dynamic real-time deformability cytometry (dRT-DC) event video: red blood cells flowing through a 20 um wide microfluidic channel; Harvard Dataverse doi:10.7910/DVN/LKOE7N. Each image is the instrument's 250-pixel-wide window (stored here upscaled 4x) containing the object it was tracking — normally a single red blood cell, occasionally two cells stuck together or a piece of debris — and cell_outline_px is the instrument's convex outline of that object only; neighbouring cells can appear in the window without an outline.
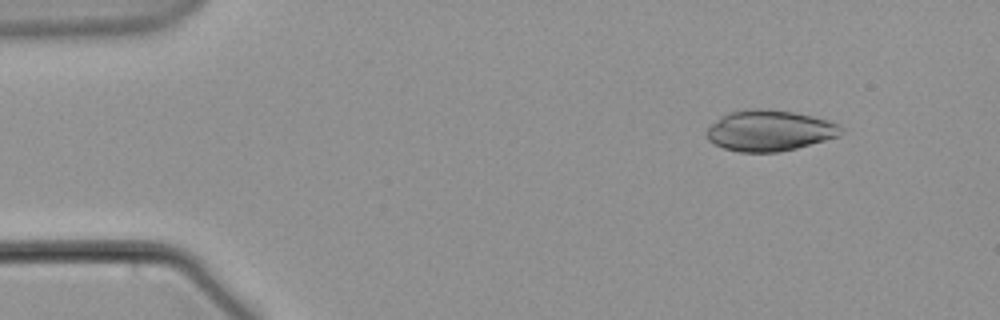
{"species": "common noctule bat (a hibernating species)", "species_latin": "Nyctalus noctula", "temperature_condition": "warm", "stored_images_in_passage": 51, "camera_frame_rate_fps": 3000, "um_per_image_px": 0.085, "animal": {"sex": "male", "body_mass_g": 21.5, "forearm_length_mm": 52.0}, "frame": {"image": 1, "passage_image": 1, "time_ms": 0.0, "image_size_px": [1000, 320], "cell_outline_px": [[844, 132], [836, 136], [824, 140], [796, 148], [780, 152], [740, 152], [724, 148], [708, 140], [708, 128], [720, 116], [728, 112], [752, 108], [768, 108], [792, 112], [812, 116], [828, 120], [840, 124], [844, 128]], "centroid_in_image_um": [65.42, 11.09], "position_along_channel_um": 19.6, "area_um2": 31.96}}
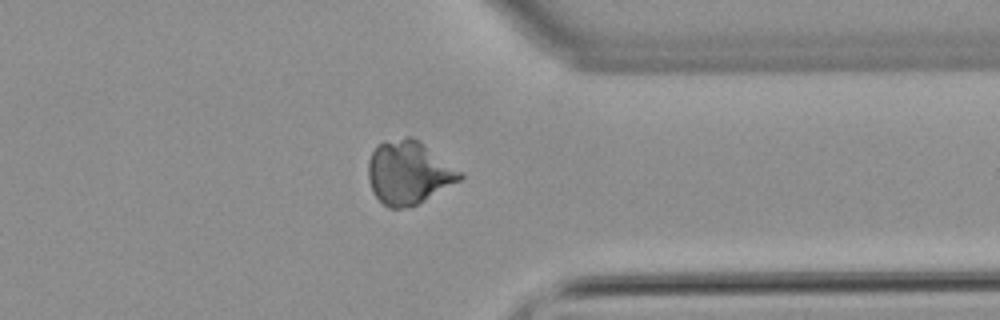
{"frame": {"image": 2, "passage_image": 39, "time_ms": 12.667, "image_size_px": [1000, 320], "cell_outline_px": [[464, 176], [460, 180], [424, 200], [416, 204], [404, 208], [388, 208], [372, 192], [368, 180], [368, 160], [376, 144], [384, 140], [408, 136], [412, 136], [464, 172]], "centroid_in_image_um": [34.71, 14.64], "position_along_channel_um": 376.7, "area_um2": 33.93}}
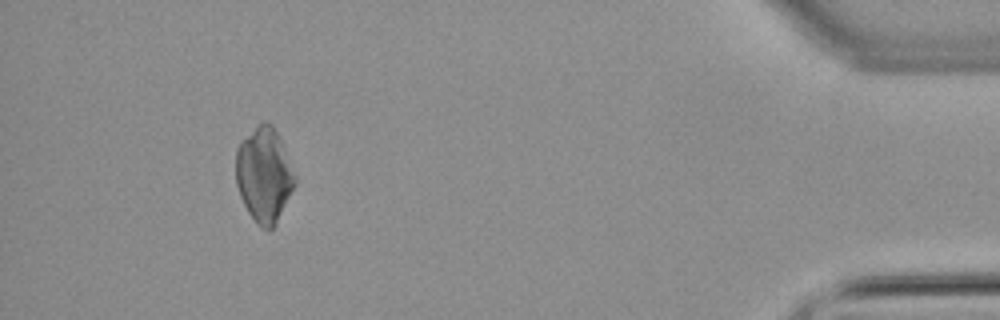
{"frame": {"image": 3, "passage_image": 47, "time_ms": 15.333, "image_size_px": [1000, 320], "cell_outline_px": [[296, 184], [276, 224], [268, 232], [260, 228], [256, 224], [248, 212], [240, 196], [236, 184], [236, 148], [256, 124], [264, 120], [268, 120], [272, 124], [280, 140], [296, 176]], "centroid_in_image_um": [22.44, 14.88], "position_along_channel_um": 412.8, "area_um2": 32.77}}